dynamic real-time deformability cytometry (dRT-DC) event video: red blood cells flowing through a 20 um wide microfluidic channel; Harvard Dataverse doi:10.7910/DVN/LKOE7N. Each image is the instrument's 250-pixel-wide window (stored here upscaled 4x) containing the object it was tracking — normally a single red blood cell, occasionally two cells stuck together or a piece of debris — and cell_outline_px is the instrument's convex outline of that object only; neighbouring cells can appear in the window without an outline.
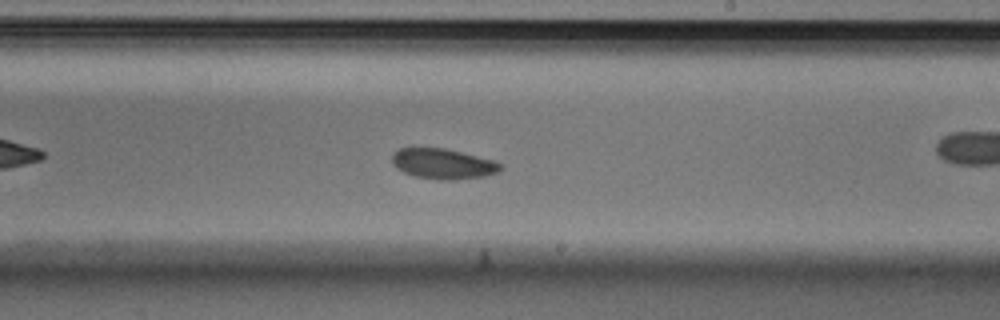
{"species": "Egyptian fruit bat (a non-hibernating species)", "species_latin": "Rousettus aegyptiacus", "temperature_condition": "cold", "stored_images_in_passage": 54, "camera_frame_rate_fps": 3000, "um_per_image_px": 0.085, "animal": {"sex": "male"}, "frame": {"image": 1, "passage_image": 31, "time_ms": 10.0, "image_size_px": [1000, 320], "cell_outline_px": [[504, 168], [500, 172], [484, 176], [452, 180], [440, 180], [416, 176], [404, 172], [396, 168], [392, 164], [392, 156], [400, 148], [444, 148], [496, 160], [504, 164]], "centroid_in_image_um": [37.73, 13.93], "position_along_channel_um": 251.3, "area_um2": 19.31}}